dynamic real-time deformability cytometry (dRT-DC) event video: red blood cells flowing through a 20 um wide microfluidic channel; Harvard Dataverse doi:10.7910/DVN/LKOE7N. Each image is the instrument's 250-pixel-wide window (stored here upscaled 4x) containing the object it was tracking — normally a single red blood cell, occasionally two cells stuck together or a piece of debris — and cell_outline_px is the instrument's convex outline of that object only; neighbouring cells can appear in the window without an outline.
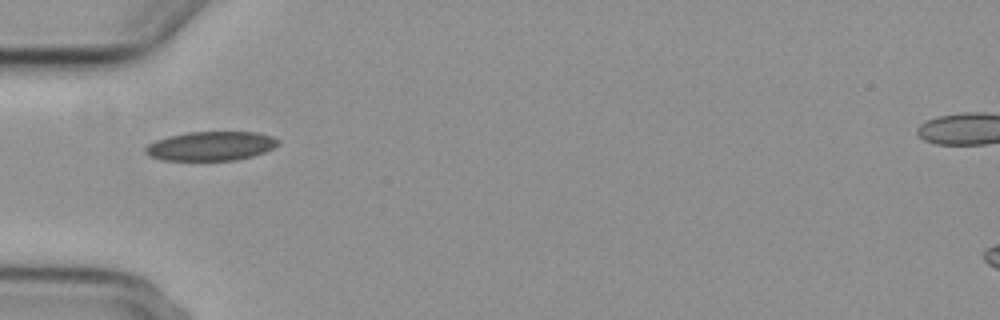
{"species": "common noctule bat (a hibernating species)", "species_latin": "Nyctalus noctula", "temperature_condition": "cold", "stored_images_in_passage": 6, "camera_frame_rate_fps": 3000, "um_per_image_px": 0.085, "animal": {"sex": "female", "body_mass_g": 29.2, "forearm_length_mm": 56.3}, "frame": {"image": 1, "passage_image": 4, "time_ms": 3.667, "image_size_px": [1000, 320], "cell_outline_px": [[280, 144], [264, 152], [252, 156], [236, 160], [164, 160], [148, 156], [144, 152], [144, 148], [148, 144], [156, 140], [168, 136], [188, 132], [260, 132], [272, 136], [280, 140]], "centroid_in_image_um": [17.93, 12.41], "position_along_channel_um": 67.1, "area_um2": 22.66}}
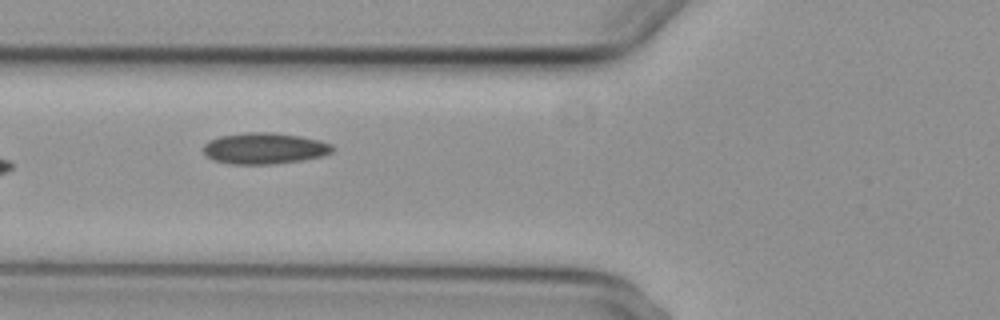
{"frame": {"image": 2, "passage_image": 5, "time_ms": 4.667, "image_size_px": [1000, 320], "cell_outline_px": [[336, 148], [332, 152], [324, 156], [304, 160], [272, 164], [228, 164], [212, 160], [204, 156], [204, 144], [208, 140], [220, 136], [244, 132], [272, 132], [300, 136], [320, 140], [332, 144]], "centroid_in_image_um": [22.48, 12.61], "position_along_channel_um": 103.3, "area_um2": 23.93}}
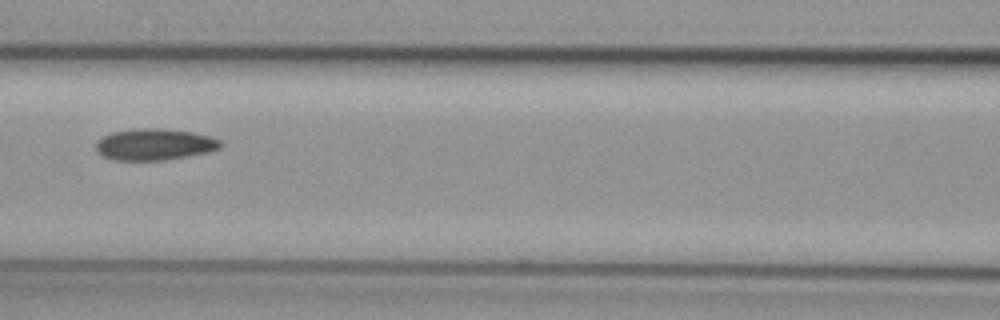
{"frame": {"image": 3, "passage_image": 6, "time_ms": 6.0, "image_size_px": [1000, 320], "cell_outline_px": [[220, 148], [208, 152], [164, 160], [112, 160], [96, 152], [96, 140], [112, 132], [132, 128], [160, 128], [192, 132], [208, 136], [220, 140]], "centroid_in_image_um": [13.08, 12.27], "position_along_channel_um": 153.5, "area_um2": 22.83}}